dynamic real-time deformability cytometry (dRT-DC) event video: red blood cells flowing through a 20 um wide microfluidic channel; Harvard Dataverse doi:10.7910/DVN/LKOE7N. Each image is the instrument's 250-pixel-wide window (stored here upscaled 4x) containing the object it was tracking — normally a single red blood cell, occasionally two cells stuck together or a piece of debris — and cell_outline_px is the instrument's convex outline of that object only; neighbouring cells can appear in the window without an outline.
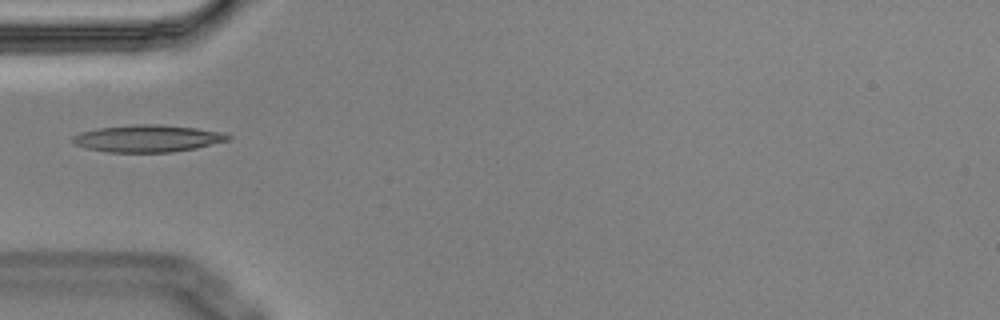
{"species": "Egyptian fruit bat (a non-hibernating species)", "species_latin": "Rousettus aegyptiacus", "temperature_condition": "cold", "stored_images_in_passage": 2, "camera_frame_rate_fps": 3000, "um_per_image_px": 0.085, "animal": {"sex": "male"}, "frame": {"image": 1, "passage_image": 2, "time_ms": 0.333, "image_size_px": [1000, 320], "cell_outline_px": [[232, 136], [228, 140], [196, 148], [172, 152], [108, 152], [88, 148], [76, 144], [72, 140], [72, 136], [80, 132], [96, 128], [136, 124], [160, 124], [196, 128], [224, 132]], "centroid_in_image_um": [12.56, 11.76], "position_along_channel_um": 72.4, "area_um2": 24.51}}